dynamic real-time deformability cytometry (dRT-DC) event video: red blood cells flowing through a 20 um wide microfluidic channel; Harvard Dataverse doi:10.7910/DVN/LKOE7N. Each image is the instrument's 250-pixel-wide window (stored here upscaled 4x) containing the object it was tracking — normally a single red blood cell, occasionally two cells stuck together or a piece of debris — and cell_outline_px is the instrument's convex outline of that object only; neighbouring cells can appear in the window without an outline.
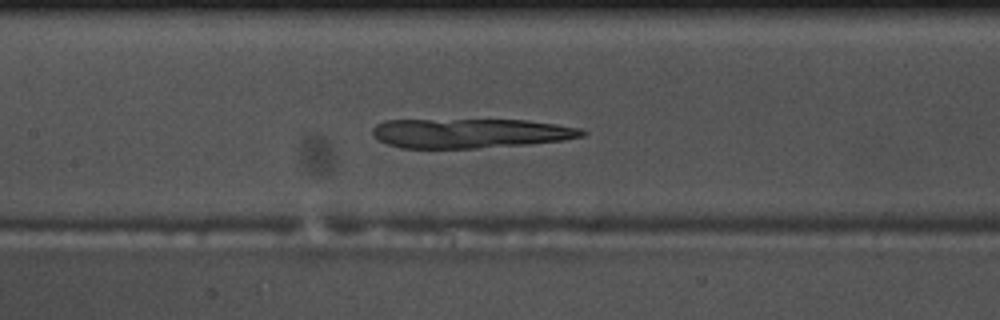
{"species": "common noctule bat (a hibernating species)", "species_latin": "Nyctalus noctula", "temperature_condition": "warm", "stored_images_in_passage": 56, "camera_frame_rate_fps": 3000, "um_per_image_px": 0.085, "animal": {"sex": "male", "body_mass_g": 17.5, "forearm_length_mm": 52.3}, "frame": {"image": 1, "passage_image": 25, "time_ms": 8.0, "image_size_px": [1000, 320], "cell_outline_px": [[588, 132], [584, 136], [564, 140], [528, 144], [476, 148], [400, 148], [388, 144], [380, 140], [372, 132], [372, 128], [376, 124], [384, 120], [524, 120], [556, 124], [580, 128]], "centroid_in_image_um": [39.99, 11.32], "position_along_channel_um": 167.4, "area_um2": 35.95}}
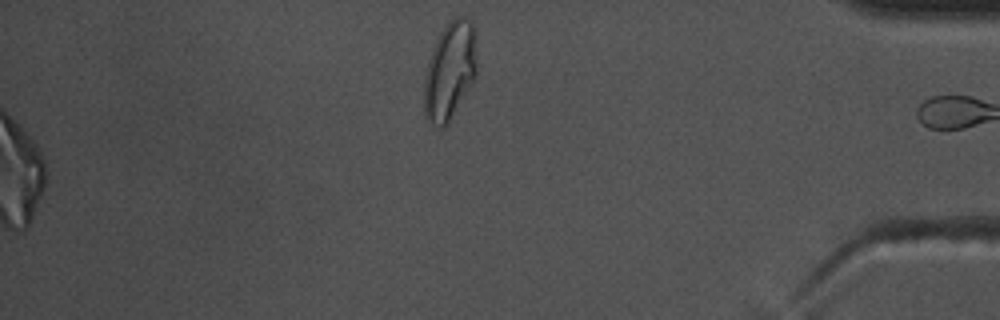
{"frame": {"image": 2, "passage_image": 56, "time_ms": 18.333, "image_size_px": [1000, 320], "cell_outline_px": [[476, 76], [472, 84], [448, 124], [444, 128], [440, 128], [432, 124], [424, 116], [424, 80], [432, 48], [440, 32], [448, 20], [456, 16], [464, 16], [472, 20], [476, 28]], "centroid_in_image_um": [38.26, 5.98], "position_along_channel_um": 396.9, "area_um2": 30.69}}